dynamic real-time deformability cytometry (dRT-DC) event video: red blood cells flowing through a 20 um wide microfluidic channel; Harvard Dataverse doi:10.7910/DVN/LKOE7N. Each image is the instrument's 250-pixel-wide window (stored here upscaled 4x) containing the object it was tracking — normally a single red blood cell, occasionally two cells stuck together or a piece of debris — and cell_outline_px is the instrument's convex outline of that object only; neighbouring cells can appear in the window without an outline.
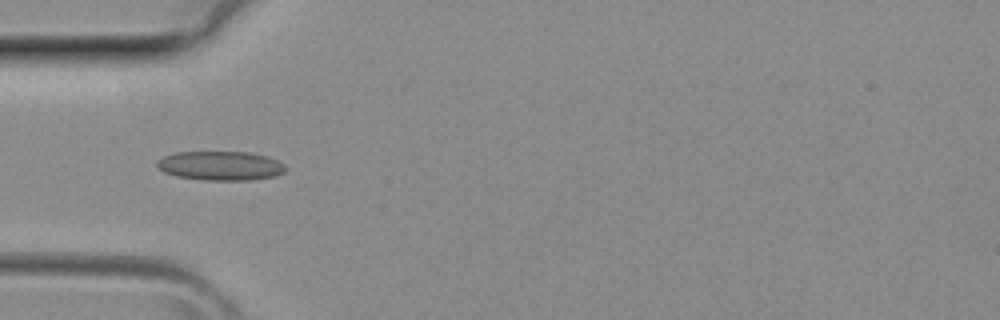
{"species": "common noctule bat (a hibernating species)", "species_latin": "Nyctalus noctula", "temperature_condition": "room temperature", "stored_images_in_passage": 5, "camera_frame_rate_fps": 3000, "um_per_image_px": 0.085, "animal": {"sex": "female", "body_mass_g": 29.2, "forearm_length_mm": 56.3}, "frame": {"image": 1, "passage_image": 4, "time_ms": 1.0, "image_size_px": [1000, 320], "cell_outline_px": [[288, 168], [284, 172], [276, 176], [248, 180], [204, 180], [176, 176], [164, 172], [156, 168], [156, 160], [164, 156], [176, 152], [252, 152], [268, 156], [284, 164]], "centroid_in_image_um": [18.74, 14.08], "position_along_channel_um": 66.3, "area_um2": 22.08}}
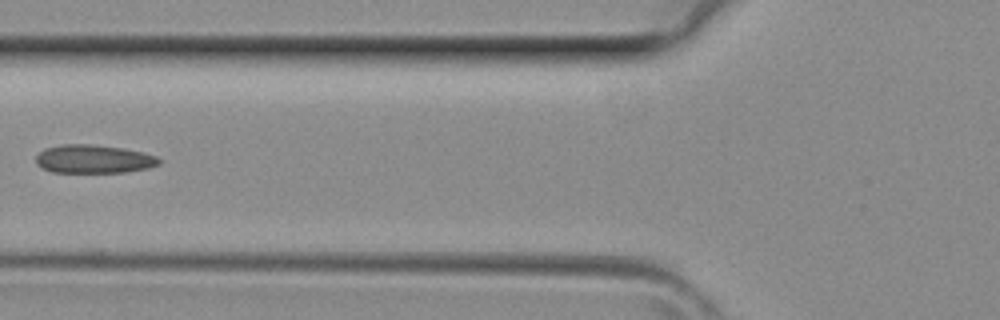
{"frame": {"image": 2, "passage_image": 5, "time_ms": 1.333, "image_size_px": [1000, 320], "cell_outline_px": [[160, 164], [148, 168], [124, 172], [52, 172], [36, 164], [36, 156], [44, 148], [64, 144], [88, 144], [124, 148], [144, 152], [156, 156], [160, 160]], "centroid_in_image_um": [7.97, 13.51], "position_along_channel_um": 117.8, "area_um2": 20.35}}